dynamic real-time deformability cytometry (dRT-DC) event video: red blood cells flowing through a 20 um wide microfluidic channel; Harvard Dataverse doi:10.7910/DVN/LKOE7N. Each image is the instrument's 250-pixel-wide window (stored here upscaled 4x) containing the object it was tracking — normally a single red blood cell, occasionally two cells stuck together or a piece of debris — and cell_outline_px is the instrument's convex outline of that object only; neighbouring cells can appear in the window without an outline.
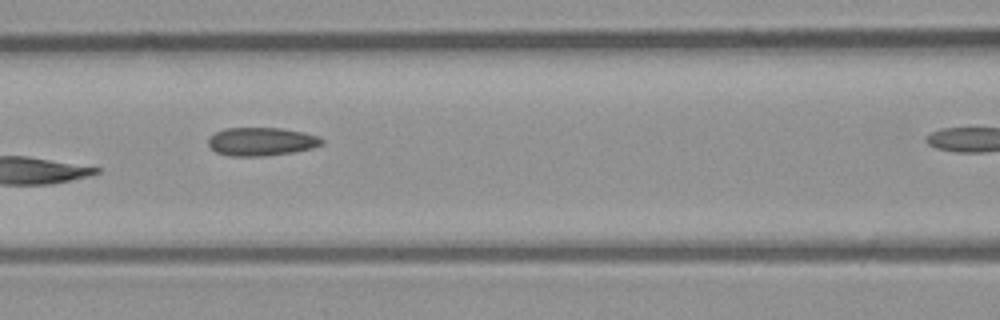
{"species": "common noctule bat (a hibernating species)", "species_latin": "Nyctalus noctula", "temperature_condition": "room temperature", "stored_images_in_passage": 7, "camera_frame_rate_fps": 3000, "um_per_image_px": 0.085, "animal": {"sex": "male", "body_mass_g": 23.1, "forearm_length_mm": 52.7}, "frame": {"image": 1, "passage_image": 5, "time_ms": 1.333, "image_size_px": [1000, 320], "cell_outline_px": [[324, 140], [320, 144], [312, 148], [292, 152], [264, 156], [232, 156], [216, 152], [208, 144], [208, 140], [216, 132], [228, 128], [280, 128], [304, 132], [320, 136]], "centroid_in_image_um": [22.24, 12.03], "position_along_channel_um": 144.4, "area_um2": 18.55}}
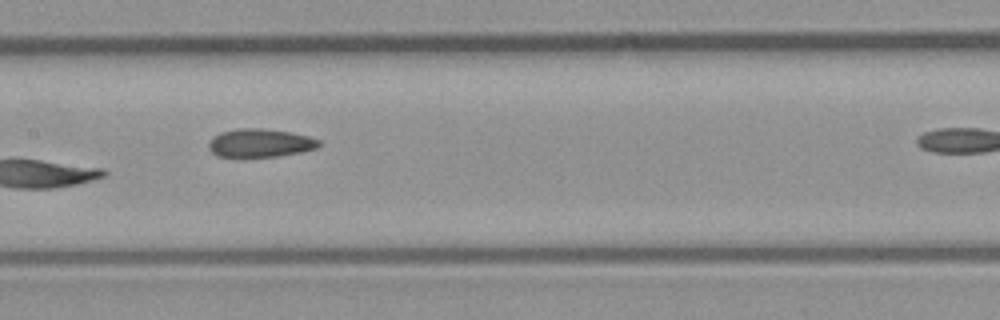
{"frame": {"image": 2, "passage_image": 6, "time_ms": 1.667, "image_size_px": [1000, 320], "cell_outline_px": [[320, 144], [316, 148], [300, 152], [276, 156], [216, 156], [208, 148], [208, 144], [212, 136], [220, 132], [236, 128], [264, 128], [292, 132], [308, 136], [320, 140]], "centroid_in_image_um": [22.08, 12.13], "position_along_channel_um": 185.3, "area_um2": 18.21}}